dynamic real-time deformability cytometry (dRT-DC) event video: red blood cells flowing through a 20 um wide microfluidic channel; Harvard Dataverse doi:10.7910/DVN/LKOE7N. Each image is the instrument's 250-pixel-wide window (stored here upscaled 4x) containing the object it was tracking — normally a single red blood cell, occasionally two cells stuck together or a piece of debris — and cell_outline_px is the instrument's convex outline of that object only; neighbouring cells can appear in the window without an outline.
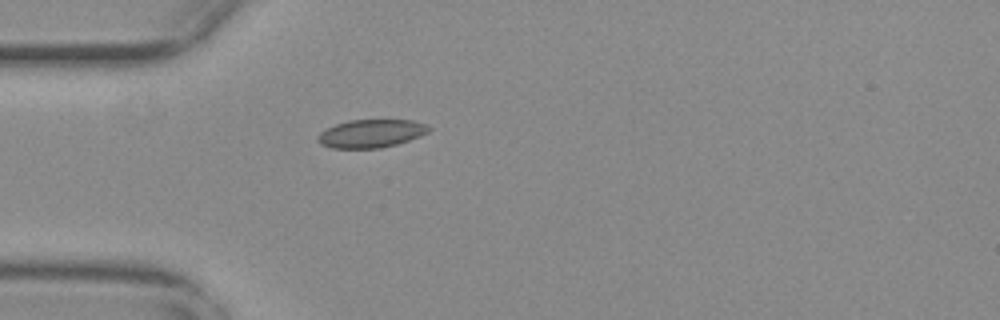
{"species": "common noctule bat (a hibernating species)", "species_latin": "Nyctalus noctula", "temperature_condition": "warm", "stored_images_in_passage": 40, "camera_frame_rate_fps": 3000, "um_per_image_px": 0.085, "animal": {"sex": "female", "body_mass_g": 29.2, "forearm_length_mm": 56.3}, "frame": {"image": 1, "passage_image": 1, "time_ms": 0.0, "image_size_px": [1000, 320], "cell_outline_px": [[432, 128], [428, 132], [420, 136], [396, 144], [380, 148], [332, 148], [320, 144], [316, 140], [316, 136], [320, 132], [336, 124], [348, 120], [412, 120], [428, 124]], "centroid_in_image_um": [31.54, 11.34], "position_along_channel_um": 53.5, "area_um2": 18.26}}
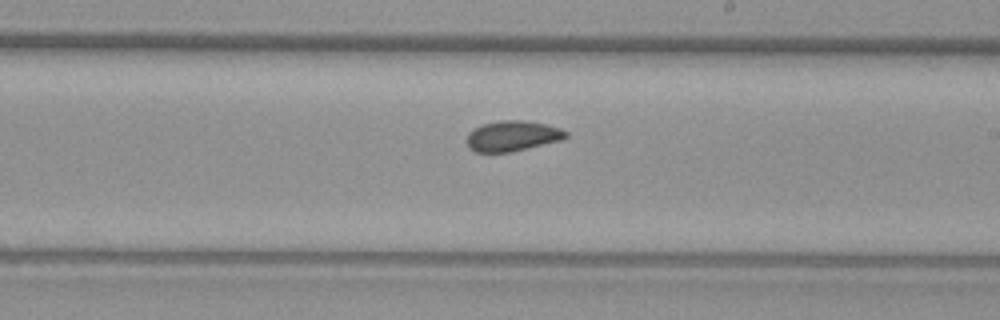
{"frame": {"image": 2, "passage_image": 17, "time_ms": 5.333, "image_size_px": [1000, 320], "cell_outline_px": [[568, 136], [560, 140], [512, 152], [476, 152], [468, 148], [468, 132], [472, 128], [484, 124], [500, 120], [524, 120], [544, 124], [560, 128], [568, 132]], "centroid_in_image_um": [43.54, 11.55], "position_along_channel_um": 245.5, "area_um2": 17.51}}
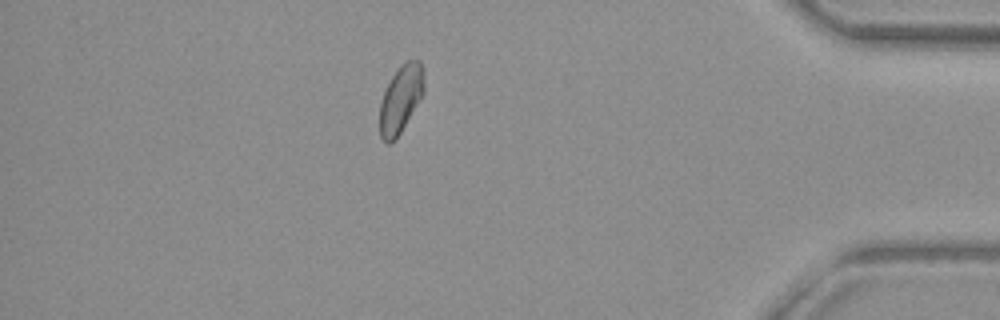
{"frame": {"image": 3, "passage_image": 33, "time_ms": 10.667, "image_size_px": [1000, 320], "cell_outline_px": [[424, 92], [420, 100], [396, 140], [388, 144], [380, 136], [380, 104], [384, 92], [392, 76], [400, 64], [408, 60], [420, 60], [424, 68]], "centroid_in_image_um": [34.08, 8.4], "position_along_channel_um": 401.1, "area_um2": 17.51}, "authors_computed_cell_mechanics": {"area_um2": 17.629, "velocity_mm_per_s": 3.7397, "shape_relaxation_time_tau1_ms": null, "shape_relaxation_time_tau2_ms": 1.5188, "deformation_change_tau1": null, "deformation_change_tau2": 0.0395}}